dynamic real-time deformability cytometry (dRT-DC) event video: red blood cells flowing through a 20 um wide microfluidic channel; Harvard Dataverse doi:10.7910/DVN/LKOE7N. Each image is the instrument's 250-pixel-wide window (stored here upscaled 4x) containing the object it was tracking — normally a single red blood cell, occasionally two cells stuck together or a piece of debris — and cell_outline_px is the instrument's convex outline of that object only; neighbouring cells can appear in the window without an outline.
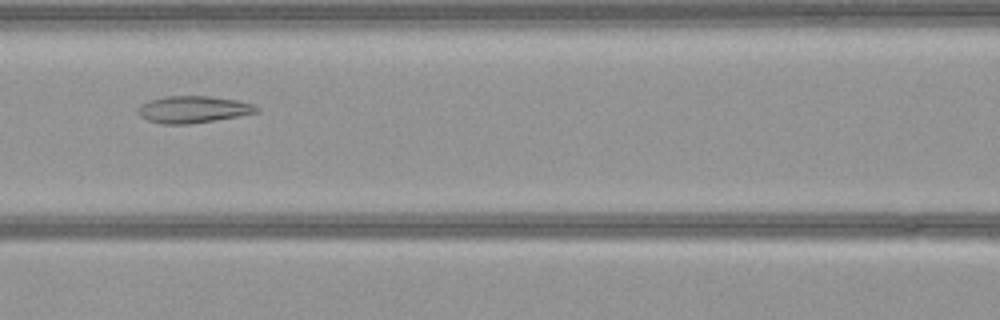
{"species": "common noctule bat (a hibernating species)", "species_latin": "Nyctalus noctula", "temperature_condition": "warm", "stored_images_in_passage": 52, "camera_frame_rate_fps": 3000, "um_per_image_px": 0.085, "animal": {"sex": "female", "body_mass_g": 21.9}, "frame": {"image": 1, "passage_image": 22, "time_ms": 7.0, "image_size_px": [1000, 320], "cell_outline_px": [[260, 108], [256, 112], [240, 116], [192, 124], [160, 124], [148, 120], [140, 116], [140, 104], [164, 96], [208, 96], [236, 100], [252, 104]], "centroid_in_image_um": [16.43, 9.31], "position_along_channel_um": 150.2, "area_um2": 18.44}}
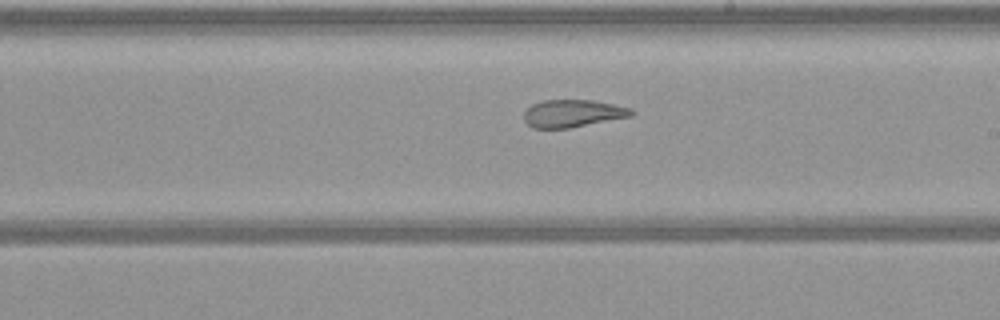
{"frame": {"image": 2, "passage_image": 29, "time_ms": 9.333, "image_size_px": [1000, 320], "cell_outline_px": [[636, 112], [632, 116], [568, 128], [532, 128], [524, 120], [524, 112], [532, 104], [544, 100], [592, 100], [632, 108]], "centroid_in_image_um": [48.69, 9.64], "position_along_channel_um": 240.3, "area_um2": 17.17}}
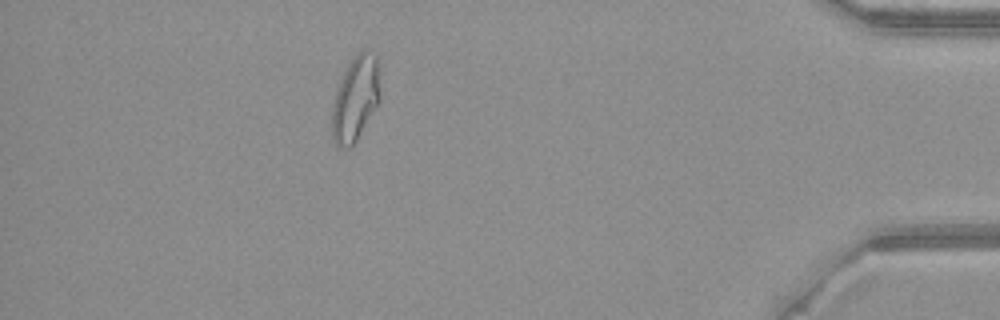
{"frame": {"image": 3, "passage_image": 46, "time_ms": 15.0, "image_size_px": [1000, 320], "cell_outline_px": [[380, 104], [352, 148], [340, 148], [332, 140], [332, 108], [336, 88], [348, 64], [356, 52], [364, 48], [368, 48], [376, 52], [380, 92]], "centroid_in_image_um": [30.23, 8.38], "position_along_channel_um": 405.0, "area_um2": 24.62}}